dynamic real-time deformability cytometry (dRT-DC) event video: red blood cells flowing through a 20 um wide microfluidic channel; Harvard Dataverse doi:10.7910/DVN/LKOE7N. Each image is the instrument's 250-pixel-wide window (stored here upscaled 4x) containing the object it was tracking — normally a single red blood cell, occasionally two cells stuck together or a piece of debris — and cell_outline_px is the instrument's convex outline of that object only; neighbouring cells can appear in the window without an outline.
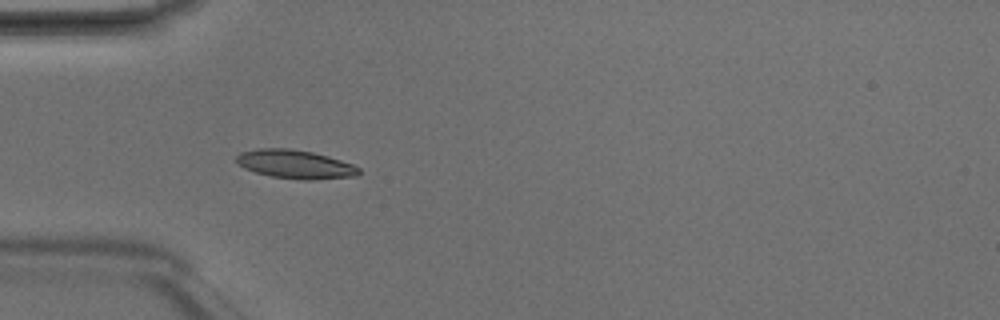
{"species": "Egyptian fruit bat (a non-hibernating species)", "species_latin": "Rousettus aegyptiacus", "temperature_condition": "room temperature", "stored_images_in_passage": 6, "camera_frame_rate_fps": 3000, "um_per_image_px": 0.085, "animal": {"sex": "male"}, "frame": {"image": 1, "passage_image": 5, "time_ms": 1.333, "image_size_px": [1000, 320], "cell_outline_px": [[360, 172], [356, 176], [312, 180], [300, 180], [272, 176], [256, 172], [244, 168], [236, 160], [236, 156], [240, 152], [256, 148], [288, 148], [312, 152], [328, 156], [352, 164], [360, 168]], "centroid_in_image_um": [25.09, 13.96], "position_along_channel_um": 59.9, "area_um2": 20.4}}